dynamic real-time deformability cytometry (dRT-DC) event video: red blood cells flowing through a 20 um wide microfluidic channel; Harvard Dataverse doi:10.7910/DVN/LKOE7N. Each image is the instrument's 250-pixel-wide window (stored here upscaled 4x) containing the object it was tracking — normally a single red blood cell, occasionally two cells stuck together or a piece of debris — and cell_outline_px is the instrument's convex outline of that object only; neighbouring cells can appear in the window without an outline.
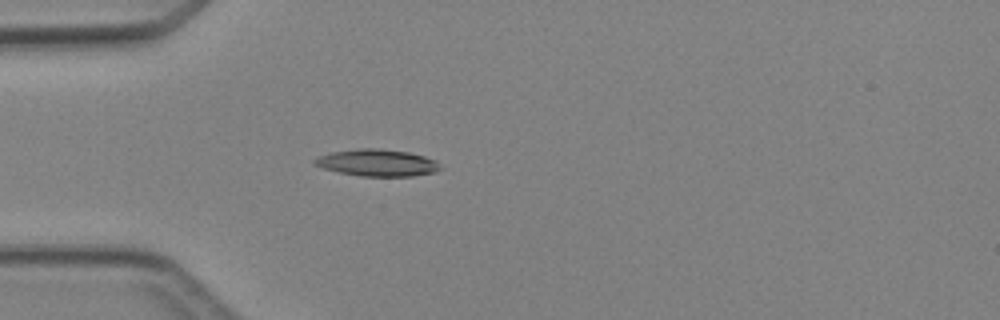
{"species": "Egyptian fruit bat (a non-hibernating species)", "species_latin": "Rousettus aegyptiacus", "temperature_condition": "cold", "stored_images_in_passage": 1, "camera_frame_rate_fps": 3000, "um_per_image_px": 0.085, "animal": {"sex": "female"}, "frame": {"image": 1, "passage_image": 1, "time_ms": 0.0, "image_size_px": [1000, 320], "cell_outline_px": [[444, 168], [436, 172], [412, 176], [360, 176], [340, 172], [324, 168], [312, 164], [312, 160], [320, 156], [332, 152], [360, 148], [376, 148], [408, 152], [424, 156], [436, 160]], "centroid_in_image_um": [32.1, 13.84], "position_along_channel_um": 52.9, "area_um2": 19.71}}